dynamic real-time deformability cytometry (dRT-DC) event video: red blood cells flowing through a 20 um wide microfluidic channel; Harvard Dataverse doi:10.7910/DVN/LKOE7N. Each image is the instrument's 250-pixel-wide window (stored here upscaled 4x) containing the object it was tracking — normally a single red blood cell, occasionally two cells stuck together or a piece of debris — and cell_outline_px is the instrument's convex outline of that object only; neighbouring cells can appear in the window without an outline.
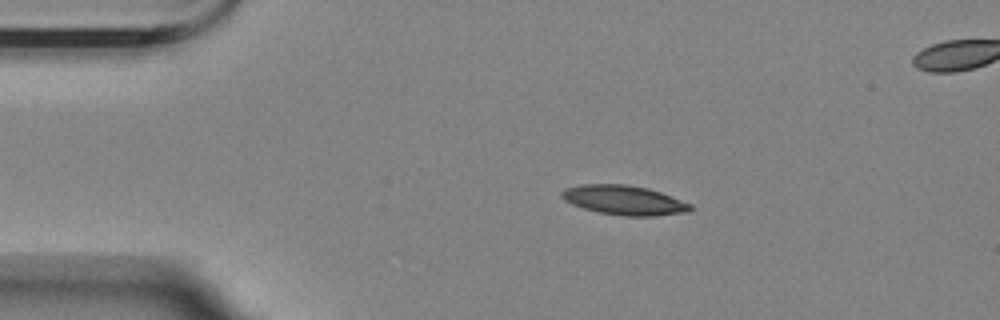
{"species": "Egyptian fruit bat (a non-hibernating species)", "species_latin": "Rousettus aegyptiacus", "temperature_condition": "room temperature", "stored_images_in_passage": 3, "camera_frame_rate_fps": 3000, "um_per_image_px": 0.085, "animal": {"sex": "female"}, "frame": {"image": 1, "passage_image": 1, "time_ms": 0.0, "image_size_px": [1000, 320], "cell_outline_px": [[696, 208], [688, 212], [656, 216], [624, 216], [600, 212], [584, 208], [572, 204], [564, 200], [560, 196], [560, 192], [564, 188], [580, 184], [624, 184], [648, 188], [660, 192], [692, 204]], "centroid_in_image_um": [53.06, 17.01], "position_along_channel_um": 31.9, "area_um2": 22.25}}